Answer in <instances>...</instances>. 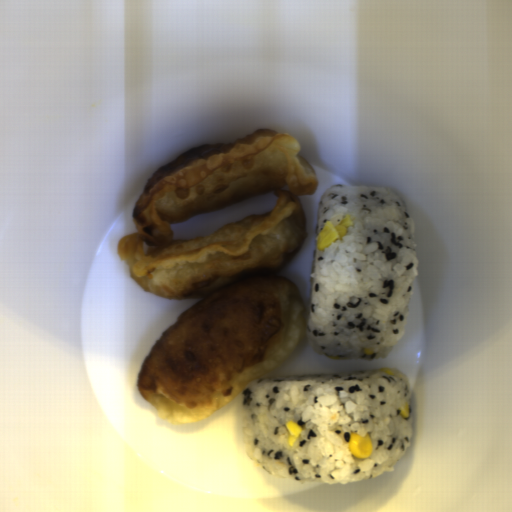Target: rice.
I'll return each mask as SVG.
<instances>
[{
  "instance_id": "1",
  "label": "rice",
  "mask_w": 512,
  "mask_h": 512,
  "mask_svg": "<svg viewBox=\"0 0 512 512\" xmlns=\"http://www.w3.org/2000/svg\"><path fill=\"white\" fill-rule=\"evenodd\" d=\"M255 379L243 390L242 434L246 454L271 475L305 483L347 484L394 472L410 447L409 380L387 368ZM410 405L404 418L400 408ZM303 431L293 446L284 424ZM369 434L366 460L351 454V435Z\"/></svg>"
},
{
  "instance_id": "2",
  "label": "rice",
  "mask_w": 512,
  "mask_h": 512,
  "mask_svg": "<svg viewBox=\"0 0 512 512\" xmlns=\"http://www.w3.org/2000/svg\"><path fill=\"white\" fill-rule=\"evenodd\" d=\"M352 226L313 249L305 332L329 359L383 360L404 341L419 273L415 224L391 187L333 184L317 202L316 235L330 220ZM373 355H365V348Z\"/></svg>"
}]
</instances>
